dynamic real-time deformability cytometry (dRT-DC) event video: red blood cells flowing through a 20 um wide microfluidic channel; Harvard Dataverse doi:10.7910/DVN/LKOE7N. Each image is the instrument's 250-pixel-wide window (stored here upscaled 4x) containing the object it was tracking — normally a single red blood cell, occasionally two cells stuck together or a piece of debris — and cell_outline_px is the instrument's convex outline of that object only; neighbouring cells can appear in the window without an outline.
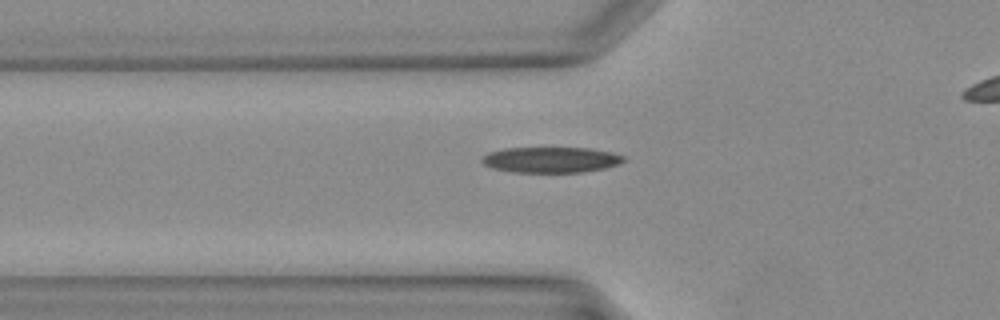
{"species": "Egyptian fruit bat (a non-hibernating species)", "species_latin": "Rousettus aegyptiacus", "temperature_condition": "warm", "stored_images_in_passage": 23, "camera_frame_rate_fps": 3000, "um_per_image_px": 0.085, "animal": {"sex": "female"}, "frame": {"image": 1, "passage_image": 2, "time_ms": 0.333, "image_size_px": [1000, 320], "cell_outline_px": [[624, 160], [620, 164], [604, 168], [584, 172], [512, 172], [492, 168], [484, 164], [480, 160], [488, 152], [504, 148], [592, 148], [612, 152], [624, 156]], "centroid_in_image_um": [46.83, 13.58], "position_along_channel_um": 79.0, "area_um2": 21.27}}
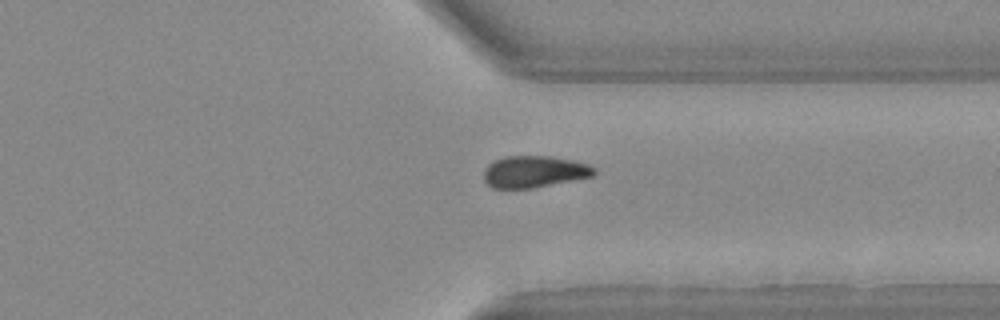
{"frame": {"image": 2, "passage_image": 18, "time_ms": 5.667, "image_size_px": [1000, 320], "cell_outline_px": [[596, 172], [592, 176], [532, 188], [492, 188], [484, 180], [484, 168], [488, 164], [496, 160], [508, 156], [548, 156], [588, 164], [596, 168]], "centroid_in_image_um": [45.38, 14.59], "position_along_channel_um": 366.0, "area_um2": 20.11}}
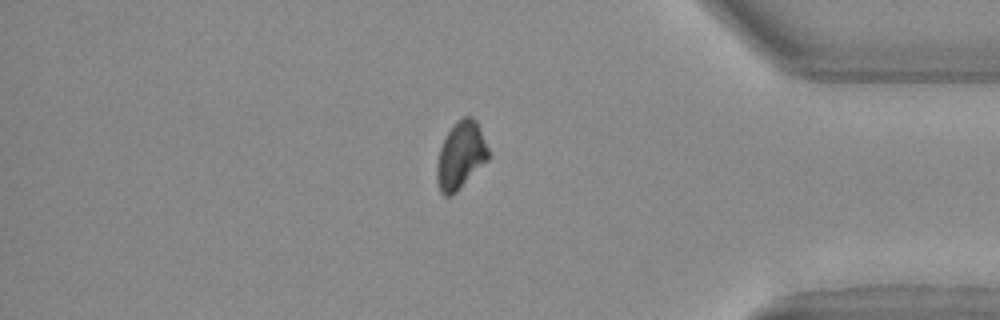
{"frame": {"image": 3, "passage_image": 21, "time_ms": 6.667, "image_size_px": [1000, 320], "cell_outline_px": [[488, 160], [456, 192], [448, 196], [444, 196], [440, 192], [436, 180], [436, 164], [440, 148], [448, 132], [464, 116], [472, 116], [476, 120], [480, 128], [488, 148]], "centroid_in_image_um": [39.15, 13.23], "position_along_channel_um": 396.1, "area_um2": 19.94}}